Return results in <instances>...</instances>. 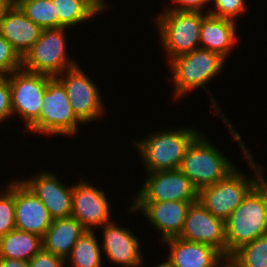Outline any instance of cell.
<instances>
[{"mask_svg":"<svg viewBox=\"0 0 267 267\" xmlns=\"http://www.w3.org/2000/svg\"><path fill=\"white\" fill-rule=\"evenodd\" d=\"M194 127L158 129L143 139L132 140L146 172L179 169L192 141L200 134Z\"/></svg>","mask_w":267,"mask_h":267,"instance_id":"3957f363","label":"cell"},{"mask_svg":"<svg viewBox=\"0 0 267 267\" xmlns=\"http://www.w3.org/2000/svg\"><path fill=\"white\" fill-rule=\"evenodd\" d=\"M217 267H237L229 258H225Z\"/></svg>","mask_w":267,"mask_h":267,"instance_id":"836d02e7","label":"cell"},{"mask_svg":"<svg viewBox=\"0 0 267 267\" xmlns=\"http://www.w3.org/2000/svg\"><path fill=\"white\" fill-rule=\"evenodd\" d=\"M42 101L39 119L27 131L50 137L76 136L83 123L75 116L66 89L57 77L48 80Z\"/></svg>","mask_w":267,"mask_h":267,"instance_id":"ba28073f","label":"cell"},{"mask_svg":"<svg viewBox=\"0 0 267 267\" xmlns=\"http://www.w3.org/2000/svg\"><path fill=\"white\" fill-rule=\"evenodd\" d=\"M226 59L220 54L206 49L198 48L194 51L180 55L168 61L172 73L173 97L174 99H183L185 95L196 91L199 87L206 89L212 109L215 110L214 115L226 117L222 109L218 105L207 83L214 79L223 70ZM209 81V82H208ZM176 97V98H175Z\"/></svg>","mask_w":267,"mask_h":267,"instance_id":"7a4b0ae2","label":"cell"},{"mask_svg":"<svg viewBox=\"0 0 267 267\" xmlns=\"http://www.w3.org/2000/svg\"><path fill=\"white\" fill-rule=\"evenodd\" d=\"M15 228L43 238L52 218L41 200L21 181L15 179Z\"/></svg>","mask_w":267,"mask_h":267,"instance_id":"e0dca14e","label":"cell"},{"mask_svg":"<svg viewBox=\"0 0 267 267\" xmlns=\"http://www.w3.org/2000/svg\"><path fill=\"white\" fill-rule=\"evenodd\" d=\"M16 4L41 29L58 28V15L52 0H17Z\"/></svg>","mask_w":267,"mask_h":267,"instance_id":"d4e9b609","label":"cell"},{"mask_svg":"<svg viewBox=\"0 0 267 267\" xmlns=\"http://www.w3.org/2000/svg\"><path fill=\"white\" fill-rule=\"evenodd\" d=\"M21 69V57L0 34V76H7Z\"/></svg>","mask_w":267,"mask_h":267,"instance_id":"f1b7e54d","label":"cell"},{"mask_svg":"<svg viewBox=\"0 0 267 267\" xmlns=\"http://www.w3.org/2000/svg\"><path fill=\"white\" fill-rule=\"evenodd\" d=\"M201 133L189 145L179 170L197 190L225 179L237 167Z\"/></svg>","mask_w":267,"mask_h":267,"instance_id":"5b68a950","label":"cell"},{"mask_svg":"<svg viewBox=\"0 0 267 267\" xmlns=\"http://www.w3.org/2000/svg\"><path fill=\"white\" fill-rule=\"evenodd\" d=\"M42 248V238L19 229L0 237V258L30 261Z\"/></svg>","mask_w":267,"mask_h":267,"instance_id":"603a6c76","label":"cell"},{"mask_svg":"<svg viewBox=\"0 0 267 267\" xmlns=\"http://www.w3.org/2000/svg\"><path fill=\"white\" fill-rule=\"evenodd\" d=\"M262 181L267 185V179H265V176L262 177Z\"/></svg>","mask_w":267,"mask_h":267,"instance_id":"8d00e7d4","label":"cell"},{"mask_svg":"<svg viewBox=\"0 0 267 267\" xmlns=\"http://www.w3.org/2000/svg\"><path fill=\"white\" fill-rule=\"evenodd\" d=\"M106 0H52L58 15V28L82 25L106 11Z\"/></svg>","mask_w":267,"mask_h":267,"instance_id":"7402d4cb","label":"cell"},{"mask_svg":"<svg viewBox=\"0 0 267 267\" xmlns=\"http://www.w3.org/2000/svg\"><path fill=\"white\" fill-rule=\"evenodd\" d=\"M246 3V0H211L213 6L212 8L209 6L210 8L206 13L236 22L240 15L247 12Z\"/></svg>","mask_w":267,"mask_h":267,"instance_id":"83f0119b","label":"cell"},{"mask_svg":"<svg viewBox=\"0 0 267 267\" xmlns=\"http://www.w3.org/2000/svg\"><path fill=\"white\" fill-rule=\"evenodd\" d=\"M111 220L103 225L101 249L103 257L120 267H132L144 263L141 241L128 228ZM106 253V254H105Z\"/></svg>","mask_w":267,"mask_h":267,"instance_id":"2e32d148","label":"cell"},{"mask_svg":"<svg viewBox=\"0 0 267 267\" xmlns=\"http://www.w3.org/2000/svg\"><path fill=\"white\" fill-rule=\"evenodd\" d=\"M107 197L104 190L87 182L81 175L79 182L73 184L71 216L88 231L102 227L113 220L111 204Z\"/></svg>","mask_w":267,"mask_h":267,"instance_id":"7c38bea8","label":"cell"},{"mask_svg":"<svg viewBox=\"0 0 267 267\" xmlns=\"http://www.w3.org/2000/svg\"><path fill=\"white\" fill-rule=\"evenodd\" d=\"M179 238L209 245L227 258L225 221L214 217L198 201L190 205Z\"/></svg>","mask_w":267,"mask_h":267,"instance_id":"5bb4252c","label":"cell"},{"mask_svg":"<svg viewBox=\"0 0 267 267\" xmlns=\"http://www.w3.org/2000/svg\"><path fill=\"white\" fill-rule=\"evenodd\" d=\"M4 187L0 191V237L15 229V179Z\"/></svg>","mask_w":267,"mask_h":267,"instance_id":"4316f807","label":"cell"},{"mask_svg":"<svg viewBox=\"0 0 267 267\" xmlns=\"http://www.w3.org/2000/svg\"><path fill=\"white\" fill-rule=\"evenodd\" d=\"M7 77L10 83L13 116L21 118L25 123V129L28 130L39 119L43 94L51 76L21 68Z\"/></svg>","mask_w":267,"mask_h":267,"instance_id":"9c48e42d","label":"cell"},{"mask_svg":"<svg viewBox=\"0 0 267 267\" xmlns=\"http://www.w3.org/2000/svg\"><path fill=\"white\" fill-rule=\"evenodd\" d=\"M28 267H66L64 259L45 251L43 248L28 261Z\"/></svg>","mask_w":267,"mask_h":267,"instance_id":"4dcf8cb0","label":"cell"},{"mask_svg":"<svg viewBox=\"0 0 267 267\" xmlns=\"http://www.w3.org/2000/svg\"><path fill=\"white\" fill-rule=\"evenodd\" d=\"M173 7L164 6V10H177V11H191V12H204V8L211 4V0H170ZM203 9V10H202Z\"/></svg>","mask_w":267,"mask_h":267,"instance_id":"1f68e13d","label":"cell"},{"mask_svg":"<svg viewBox=\"0 0 267 267\" xmlns=\"http://www.w3.org/2000/svg\"><path fill=\"white\" fill-rule=\"evenodd\" d=\"M11 3L8 0H0V17Z\"/></svg>","mask_w":267,"mask_h":267,"instance_id":"e575fe53","label":"cell"},{"mask_svg":"<svg viewBox=\"0 0 267 267\" xmlns=\"http://www.w3.org/2000/svg\"><path fill=\"white\" fill-rule=\"evenodd\" d=\"M229 259L237 267H267V234L241 246Z\"/></svg>","mask_w":267,"mask_h":267,"instance_id":"484cf974","label":"cell"},{"mask_svg":"<svg viewBox=\"0 0 267 267\" xmlns=\"http://www.w3.org/2000/svg\"><path fill=\"white\" fill-rule=\"evenodd\" d=\"M13 118L11 90L7 76H0V123Z\"/></svg>","mask_w":267,"mask_h":267,"instance_id":"f546056e","label":"cell"},{"mask_svg":"<svg viewBox=\"0 0 267 267\" xmlns=\"http://www.w3.org/2000/svg\"><path fill=\"white\" fill-rule=\"evenodd\" d=\"M0 267H28V262L18 259L0 258Z\"/></svg>","mask_w":267,"mask_h":267,"instance_id":"d6a6232c","label":"cell"},{"mask_svg":"<svg viewBox=\"0 0 267 267\" xmlns=\"http://www.w3.org/2000/svg\"><path fill=\"white\" fill-rule=\"evenodd\" d=\"M86 229L74 217L53 219L42 238V248L64 260Z\"/></svg>","mask_w":267,"mask_h":267,"instance_id":"44dd1931","label":"cell"},{"mask_svg":"<svg viewBox=\"0 0 267 267\" xmlns=\"http://www.w3.org/2000/svg\"><path fill=\"white\" fill-rule=\"evenodd\" d=\"M86 230L65 260L66 267H102L103 255L97 233ZM70 259V260H69ZM69 262V263H68ZM71 262V263H70Z\"/></svg>","mask_w":267,"mask_h":267,"instance_id":"cb8c5ba5","label":"cell"},{"mask_svg":"<svg viewBox=\"0 0 267 267\" xmlns=\"http://www.w3.org/2000/svg\"><path fill=\"white\" fill-rule=\"evenodd\" d=\"M57 78L66 89L75 116L84 125L95 122L106 114L100 88L85 73L80 64L60 73Z\"/></svg>","mask_w":267,"mask_h":267,"instance_id":"30bf717a","label":"cell"},{"mask_svg":"<svg viewBox=\"0 0 267 267\" xmlns=\"http://www.w3.org/2000/svg\"><path fill=\"white\" fill-rule=\"evenodd\" d=\"M169 247L165 261L170 267H217L225 257L215 248L179 237L164 240Z\"/></svg>","mask_w":267,"mask_h":267,"instance_id":"d6986e66","label":"cell"},{"mask_svg":"<svg viewBox=\"0 0 267 267\" xmlns=\"http://www.w3.org/2000/svg\"><path fill=\"white\" fill-rule=\"evenodd\" d=\"M154 267H170L169 264L163 260V262H161L160 264H157Z\"/></svg>","mask_w":267,"mask_h":267,"instance_id":"d590c367","label":"cell"},{"mask_svg":"<svg viewBox=\"0 0 267 267\" xmlns=\"http://www.w3.org/2000/svg\"><path fill=\"white\" fill-rule=\"evenodd\" d=\"M267 234V185L261 180L225 220L227 258Z\"/></svg>","mask_w":267,"mask_h":267,"instance_id":"277c9868","label":"cell"},{"mask_svg":"<svg viewBox=\"0 0 267 267\" xmlns=\"http://www.w3.org/2000/svg\"><path fill=\"white\" fill-rule=\"evenodd\" d=\"M143 263L139 264V265H136V266H132V267H143Z\"/></svg>","mask_w":267,"mask_h":267,"instance_id":"74e56055","label":"cell"},{"mask_svg":"<svg viewBox=\"0 0 267 267\" xmlns=\"http://www.w3.org/2000/svg\"><path fill=\"white\" fill-rule=\"evenodd\" d=\"M69 28L42 29L39 39L21 58V68L51 77H57L65 70L78 65L69 56L66 39Z\"/></svg>","mask_w":267,"mask_h":267,"instance_id":"52a82bcc","label":"cell"},{"mask_svg":"<svg viewBox=\"0 0 267 267\" xmlns=\"http://www.w3.org/2000/svg\"><path fill=\"white\" fill-rule=\"evenodd\" d=\"M196 201L130 202L128 211L142 213L146 221L161 233V240L179 237L188 209Z\"/></svg>","mask_w":267,"mask_h":267,"instance_id":"4fadbf2b","label":"cell"},{"mask_svg":"<svg viewBox=\"0 0 267 267\" xmlns=\"http://www.w3.org/2000/svg\"><path fill=\"white\" fill-rule=\"evenodd\" d=\"M206 14L177 10L159 12L154 24L169 61L200 48V30Z\"/></svg>","mask_w":267,"mask_h":267,"instance_id":"8992f818","label":"cell"},{"mask_svg":"<svg viewBox=\"0 0 267 267\" xmlns=\"http://www.w3.org/2000/svg\"><path fill=\"white\" fill-rule=\"evenodd\" d=\"M146 173L130 202L197 201L198 190L179 169Z\"/></svg>","mask_w":267,"mask_h":267,"instance_id":"8fae6325","label":"cell"},{"mask_svg":"<svg viewBox=\"0 0 267 267\" xmlns=\"http://www.w3.org/2000/svg\"><path fill=\"white\" fill-rule=\"evenodd\" d=\"M41 31L16 3H11L0 17V34L21 58L39 39Z\"/></svg>","mask_w":267,"mask_h":267,"instance_id":"ac0fdd59","label":"cell"},{"mask_svg":"<svg viewBox=\"0 0 267 267\" xmlns=\"http://www.w3.org/2000/svg\"><path fill=\"white\" fill-rule=\"evenodd\" d=\"M41 170L20 180L41 200L52 219L70 217L73 184L65 185L54 172Z\"/></svg>","mask_w":267,"mask_h":267,"instance_id":"9a60e30c","label":"cell"},{"mask_svg":"<svg viewBox=\"0 0 267 267\" xmlns=\"http://www.w3.org/2000/svg\"><path fill=\"white\" fill-rule=\"evenodd\" d=\"M224 124L227 125L234 141H238L244 153L247 165L253 170V178L247 176L238 167L232 171L225 179L201 188L198 190L197 201L206 208L214 217L225 221L230 214L242 203L247 194L262 180L265 171L264 166L258 165L249 149L246 148L242 136L237 132L228 117H222Z\"/></svg>","mask_w":267,"mask_h":267,"instance_id":"6da1fadb","label":"cell"},{"mask_svg":"<svg viewBox=\"0 0 267 267\" xmlns=\"http://www.w3.org/2000/svg\"><path fill=\"white\" fill-rule=\"evenodd\" d=\"M10 3H16L17 0H8Z\"/></svg>","mask_w":267,"mask_h":267,"instance_id":"f35d334b","label":"cell"},{"mask_svg":"<svg viewBox=\"0 0 267 267\" xmlns=\"http://www.w3.org/2000/svg\"><path fill=\"white\" fill-rule=\"evenodd\" d=\"M237 22L207 13L200 30V48L216 52L226 60L234 47H238Z\"/></svg>","mask_w":267,"mask_h":267,"instance_id":"ffe728a7","label":"cell"}]
</instances>
